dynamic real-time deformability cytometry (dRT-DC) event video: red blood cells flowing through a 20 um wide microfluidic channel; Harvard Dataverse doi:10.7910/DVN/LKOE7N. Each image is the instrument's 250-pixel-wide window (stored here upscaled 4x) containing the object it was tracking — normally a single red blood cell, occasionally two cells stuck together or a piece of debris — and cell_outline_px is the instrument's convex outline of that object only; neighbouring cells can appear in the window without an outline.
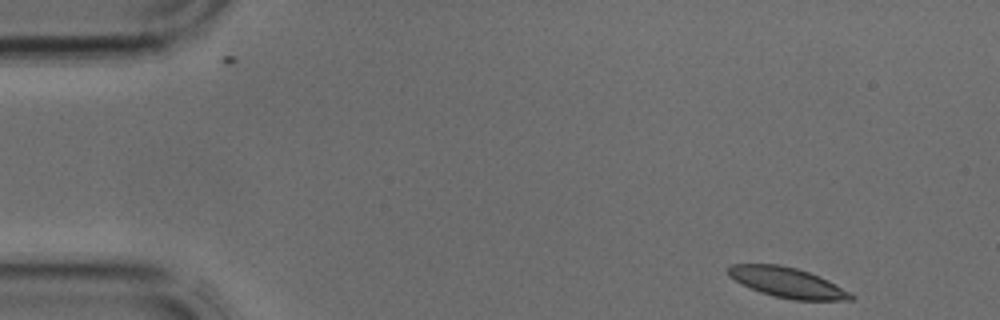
{"species": "common noctule bat (a hibernating species)", "species_latin": "Nyctalus noctula", "temperature_condition": "cold", "stored_images_in_passage": 4, "segment_of_instrument_passage": [1, 2], "camera_frame_rate_fps": 3000, "um_per_image_px": 0.085, "animal": {"sex": "male", "body_mass_g": 17.9, "forearm_length_mm": 54.2}, "frame": {"image": 1, "passage_image": 1, "time_ms": 0.0, "image_size_px": [1000, 320], "cell_outline_px": [[856, 296], [852, 300], [796, 300], [772, 296], [760, 292], [740, 284], [728, 276], [728, 268], [732, 264], [780, 264], [796, 268], [808, 272], [828, 280]], "centroid_in_image_um": [66.89, 24.02], "position_along_channel_um": 18.1, "area_um2": 21.5}}